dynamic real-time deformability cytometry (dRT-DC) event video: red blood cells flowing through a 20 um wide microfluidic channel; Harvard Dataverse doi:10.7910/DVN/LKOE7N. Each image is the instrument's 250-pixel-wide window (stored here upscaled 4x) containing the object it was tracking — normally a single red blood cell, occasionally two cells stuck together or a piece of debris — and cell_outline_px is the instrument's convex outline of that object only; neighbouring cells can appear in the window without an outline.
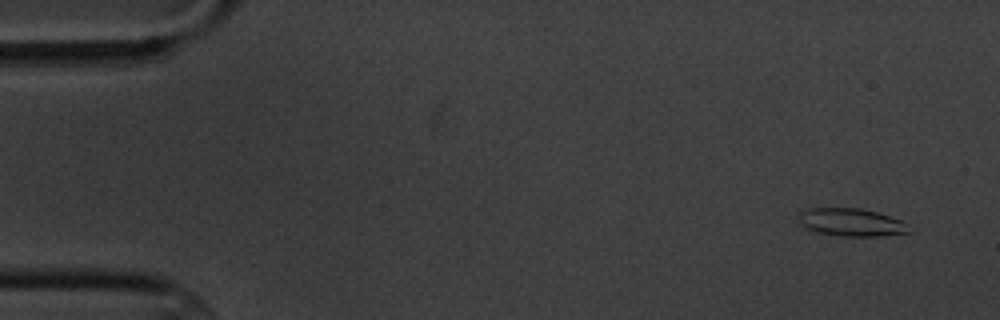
{"species": "common noctule bat (a hibernating species)", "species_latin": "Nyctalus noctula", "temperature_condition": "cold", "stored_images_in_passage": 5, "camera_frame_rate_fps": 3000, "um_per_image_px": 0.085, "animal": {"sex": "male", "body_mass_g": 20.1, "forearm_length_mm": 53.5}, "frame": {"image": 1, "passage_image": 1, "time_ms": 0.0, "image_size_px": [1000, 320], "cell_outline_px": [[912, 232], [880, 236], [840, 236], [816, 232], [800, 224], [796, 216], [800, 212], [808, 208], [860, 208], [876, 212], [900, 220]], "centroid_in_image_um": [72.29, 18.89], "position_along_channel_um": 12.7, "area_um2": 17.8}}
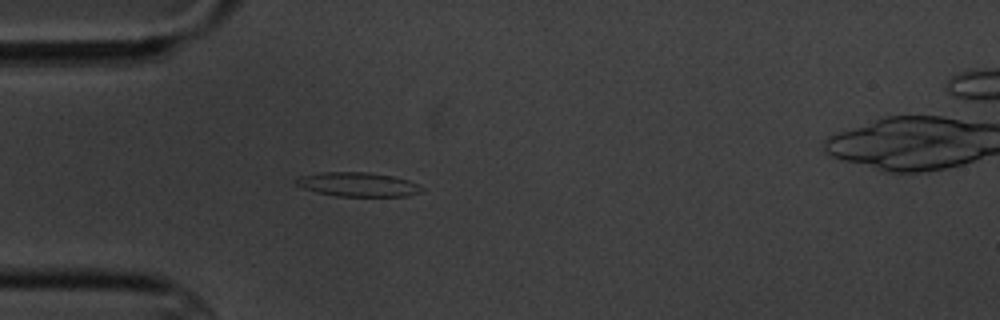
{"frame": {"image": 2, "passage_image": 4, "time_ms": 4.333, "image_size_px": [1000, 320], "cell_outline_px": [[424, 188], [420, 192], [408, 196], [336, 196], [316, 192], [304, 188], [296, 184], [292, 180], [300, 176], [324, 172], [368, 172], [392, 176], [408, 180], [420, 184]], "centroid_in_image_um": [30.43, 15.68], "position_along_channel_um": 54.6, "area_um2": 17.74}}